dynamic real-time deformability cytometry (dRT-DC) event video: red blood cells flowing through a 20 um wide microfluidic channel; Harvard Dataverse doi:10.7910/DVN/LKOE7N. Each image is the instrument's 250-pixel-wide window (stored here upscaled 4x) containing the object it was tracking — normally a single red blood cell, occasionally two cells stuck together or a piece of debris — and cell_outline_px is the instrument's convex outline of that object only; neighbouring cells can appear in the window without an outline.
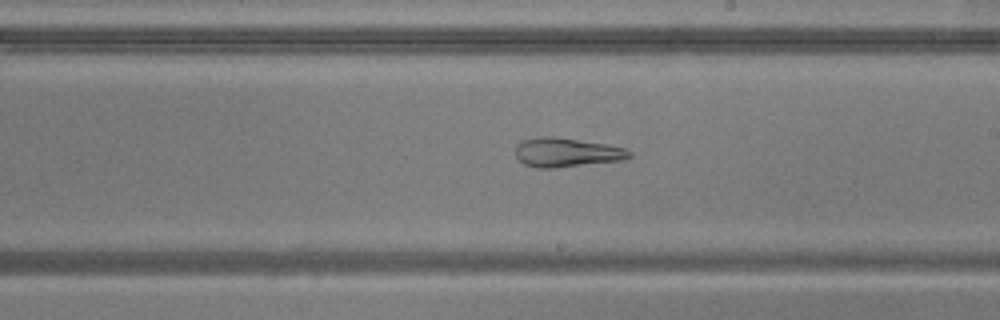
{"species": "common noctule bat (a hibernating species)", "species_latin": "Nyctalus noctula", "temperature_condition": "warm", "stored_images_in_passage": 52, "camera_frame_rate_fps": 3000, "um_per_image_px": 0.085, "animal": {"sex": "male", "body_mass_g": 20.5, "forearm_length_mm": 52.5}, "frame": {"image": 1, "passage_image": 29, "time_ms": 9.333, "image_size_px": [1000, 320], "cell_outline_px": [[632, 156], [624, 160], [556, 168], [536, 168], [524, 164], [516, 156], [516, 144], [520, 140], [540, 136], [552, 136], [608, 144], [624, 148], [632, 152]], "centroid_in_image_um": [48.16, 12.95], "position_along_channel_um": 240.8, "area_um2": 19.59}}
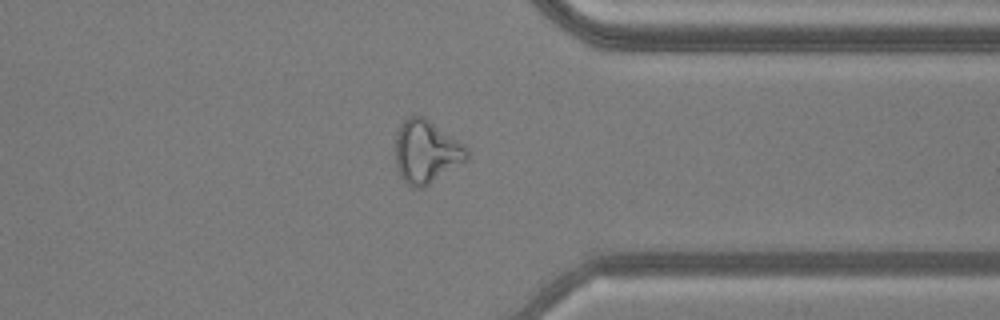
{"frame": {"image": 2, "passage_image": 40, "time_ms": 13.0, "image_size_px": [1000, 320], "cell_outline_px": [[468, 160], [424, 188], [412, 188], [400, 176], [396, 164], [396, 132], [400, 124], [408, 116], [424, 116], [464, 144], [468, 148]], "centroid_in_image_um": [36.24, 12.9], "position_along_channel_um": 375.2, "area_um2": 26.47}}
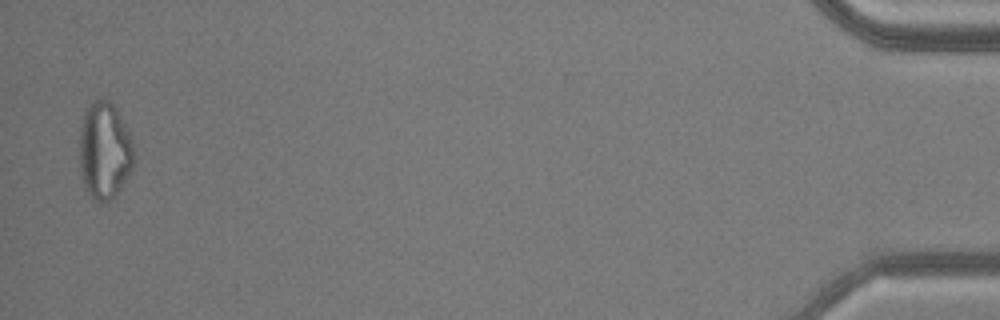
{"frame": {"image": 3, "passage_image": 51, "time_ms": 16.667, "image_size_px": [1000, 320], "cell_outline_px": [[132, 168], [116, 192], [108, 200], [100, 204], [84, 188], [80, 172], [80, 128], [84, 112], [92, 100], [100, 96], [108, 100], [116, 108], [132, 140]], "centroid_in_image_um": [8.84, 12.75], "position_along_channel_um": 426.4, "area_um2": 30.4}, "authors_computed_cell_mechanics": {"area_um2": 26.2701, "velocity_mm_per_s": 3.8499, "shape_relaxation_time_tau1_ms": null, "shape_relaxation_time_tau2_ms": 5.8891, "deformation_change_tau1": null, "deformation_change_tau2": 0.19}}